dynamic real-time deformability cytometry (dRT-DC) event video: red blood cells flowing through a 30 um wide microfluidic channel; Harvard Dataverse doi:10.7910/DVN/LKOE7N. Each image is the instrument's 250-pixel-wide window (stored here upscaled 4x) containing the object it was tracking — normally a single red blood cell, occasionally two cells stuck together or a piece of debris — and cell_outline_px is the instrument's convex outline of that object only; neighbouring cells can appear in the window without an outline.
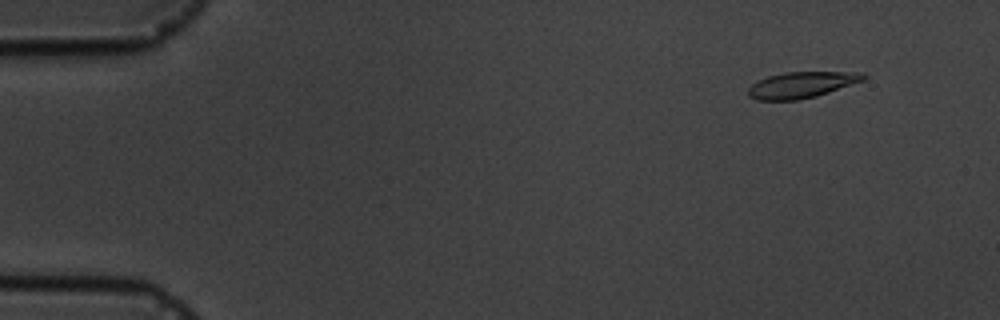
{"species": "common noctule bat (a hibernating species)", "species_latin": "Nyctalus noctula", "temperature_condition": "cold", "stored_images_in_passage": 8, "camera_frame_rate_fps": 3000, "um_per_image_px": 0.085, "animal": {"sex": "male", "body_mass_g": 19.5, "forearm_length_mm": 54.6}, "frame": {"image": 1, "passage_image": 2, "time_ms": 1.333, "image_size_px": [1000, 320], "cell_outline_px": [[868, 76], [864, 80], [816, 96], [796, 100], [756, 100], [748, 96], [748, 88], [752, 84], [768, 76], [784, 72], [864, 72]], "centroid_in_image_um": [68.13, 7.21], "position_along_channel_um": 16.9, "area_um2": 17.46}}
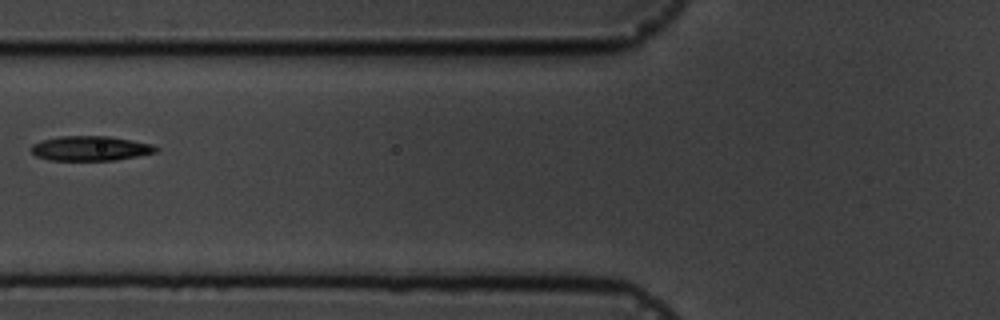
{"frame": {"image": 2, "passage_image": 7, "time_ms": 7.0, "image_size_px": [1000, 320], "cell_outline_px": [[160, 148], [156, 152], [116, 160], [48, 160], [36, 156], [32, 152], [32, 144], [44, 140], [60, 136], [108, 136], [152, 144]], "centroid_in_image_um": [7.69, 12.61], "position_along_channel_um": 118.1, "area_um2": 17.8}}
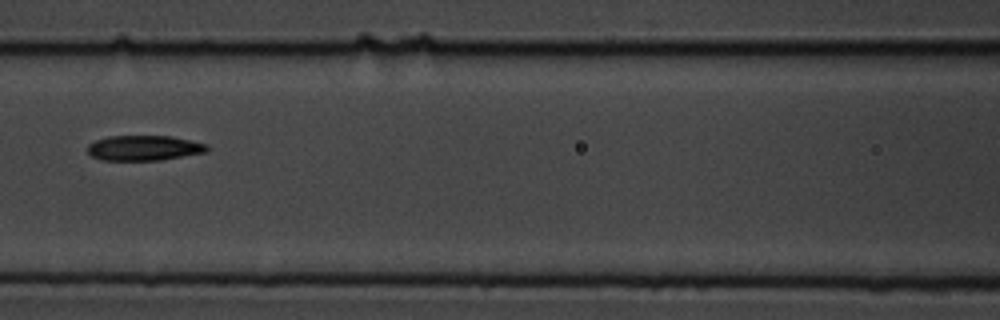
{"frame": {"image": 3, "passage_image": 8, "time_ms": 8.0, "image_size_px": [1000, 320], "cell_outline_px": [[208, 148], [204, 152], [160, 160], [100, 160], [92, 156], [88, 152], [88, 144], [96, 140], [108, 136], [168, 136], [208, 144]], "centroid_in_image_um": [12.19, 12.58], "position_along_channel_um": 154.4, "area_um2": 17.28}}